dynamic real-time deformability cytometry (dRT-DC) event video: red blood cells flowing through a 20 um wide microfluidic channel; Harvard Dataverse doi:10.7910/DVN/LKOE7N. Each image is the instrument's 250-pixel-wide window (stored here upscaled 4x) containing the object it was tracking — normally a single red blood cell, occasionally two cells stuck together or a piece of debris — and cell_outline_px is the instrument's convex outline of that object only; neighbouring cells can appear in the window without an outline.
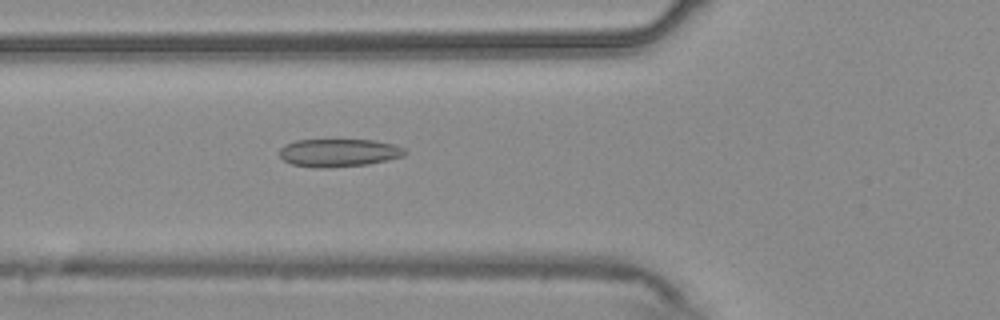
{"species": "common noctule bat (a hibernating species)", "species_latin": "Nyctalus noctula", "temperature_condition": "warm", "stored_images_in_passage": 37, "camera_frame_rate_fps": 3000, "um_per_image_px": 0.085, "animal": {"sex": "male", "body_mass_g": 20.4}, "frame": {"image": 1, "passage_image": 6, "time_ms": 1.667, "image_size_px": [1000, 320], "cell_outline_px": [[408, 152], [404, 156], [368, 164], [324, 168], [320, 168], [292, 164], [284, 160], [280, 156], [280, 148], [284, 144], [296, 140], [376, 140], [392, 144], [404, 148]], "centroid_in_image_um": [28.8, 12.98], "position_along_channel_um": 97.0, "area_um2": 20.35}}
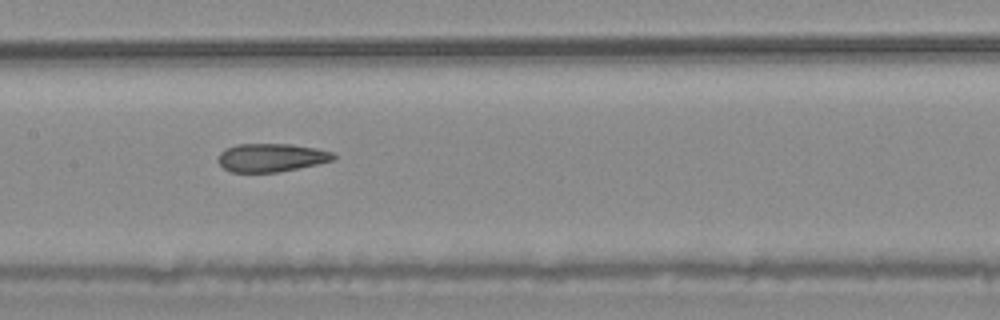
{"frame": {"image": 2, "passage_image": 13, "time_ms": 4.0, "image_size_px": [1000, 320], "cell_outline_px": [[336, 156], [332, 160], [316, 164], [276, 172], [232, 172], [224, 168], [216, 160], [220, 152], [224, 148], [236, 144], [292, 144], [316, 148], [332, 152]], "centroid_in_image_um": [23.0, 13.38], "position_along_channel_um": 184.4, "area_um2": 18.96}}
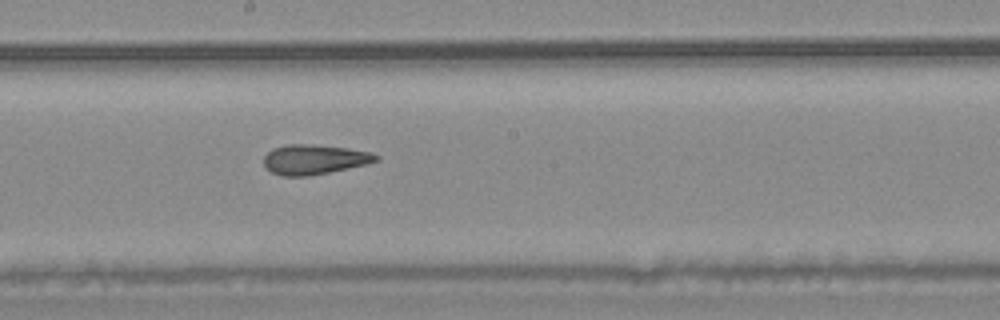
{"frame": {"image": 3, "passage_image": 16, "time_ms": 5.0, "image_size_px": [1000, 320], "cell_outline_px": [[380, 160], [368, 164], [308, 176], [284, 176], [272, 172], [264, 168], [264, 156], [272, 148], [288, 144], [308, 144], [348, 148], [372, 152], [380, 156]], "centroid_in_image_um": [26.73, 13.55], "position_along_channel_um": 221.5, "area_um2": 19.59}, "authors_computed_cell_mechanics": {"area_um2": 19.941, "velocity_mm_per_s": 3.7142, "shape_relaxation_time_tau1_ms": null, "shape_relaxation_time_tau2_ms": 4.0493, "deformation_change_tau1": null, "deformation_change_tau2": 0.1185}}